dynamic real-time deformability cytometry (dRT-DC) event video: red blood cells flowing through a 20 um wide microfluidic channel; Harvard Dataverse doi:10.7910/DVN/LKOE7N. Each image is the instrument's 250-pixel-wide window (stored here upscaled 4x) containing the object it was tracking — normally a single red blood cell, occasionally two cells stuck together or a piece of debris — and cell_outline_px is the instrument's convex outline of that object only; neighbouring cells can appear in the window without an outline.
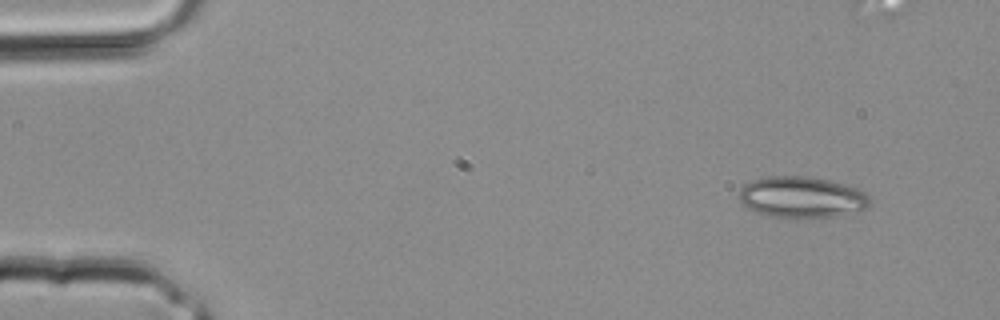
{"species": "common noctule bat (a hibernating species)", "species_latin": "Nyctalus noctula", "temperature_condition": "room temperature", "stored_images_in_passage": 3, "camera_frame_rate_fps": 3000, "um_per_image_px": 0.085, "animal": {"sex": "male", "body_mass_g": 20.4}, "frame": {"image": 1, "passage_image": 1, "time_ms": 0.0, "image_size_px": [1000, 320], "cell_outline_px": [[872, 200], [864, 208], [836, 216], [796, 220], [788, 220], [768, 216], [756, 212], [748, 208], [740, 200], [740, 188], [744, 184], [752, 180], [768, 176], [808, 176], [828, 180], [844, 184], [856, 188], [864, 192]], "centroid_in_image_um": [68.11, 16.79], "position_along_channel_um": 16.9, "area_um2": 31.85}}